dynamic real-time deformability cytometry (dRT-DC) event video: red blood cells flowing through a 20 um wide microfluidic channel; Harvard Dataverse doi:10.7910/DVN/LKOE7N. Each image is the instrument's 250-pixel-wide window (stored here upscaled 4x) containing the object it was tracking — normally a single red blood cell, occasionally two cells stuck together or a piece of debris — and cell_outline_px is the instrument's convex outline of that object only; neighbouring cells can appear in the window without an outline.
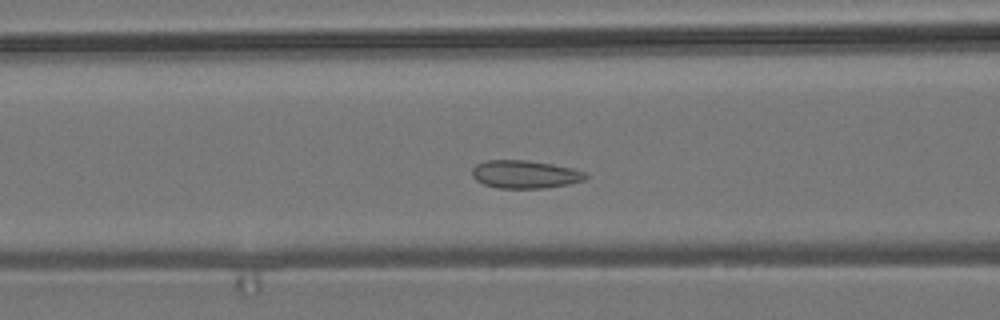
{"species": "common noctule bat (a hibernating species)", "species_latin": "Nyctalus noctula", "temperature_condition": "room temperature", "stored_images_in_passage": 49, "camera_frame_rate_fps": 3000, "um_per_image_px": 0.085, "animal": {"sex": "male", "body_mass_g": 19.2, "forearm_length_mm": 51.8}, "frame": {"image": 1, "passage_image": 16, "time_ms": 5.0, "image_size_px": [1000, 320], "cell_outline_px": [[588, 176], [584, 180], [568, 184], [544, 188], [496, 188], [484, 184], [476, 180], [472, 176], [472, 168], [476, 164], [484, 160], [524, 160], [552, 164], [572, 168], [584, 172]], "centroid_in_image_um": [44.59, 14.81], "position_along_channel_um": 122.0, "area_um2": 18.5}}
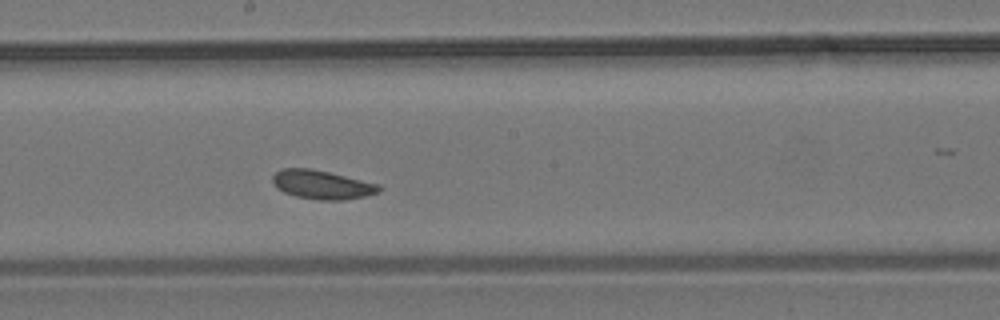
{"frame": {"image": 2, "passage_image": 24, "time_ms": 7.667, "image_size_px": [1000, 320], "cell_outline_px": [[384, 188], [380, 192], [364, 196], [344, 200], [320, 200], [296, 196], [284, 192], [276, 188], [272, 184], [272, 176], [280, 168], [312, 168], [380, 184]], "centroid_in_image_um": [27.37, 15.69], "position_along_channel_um": 220.8, "area_um2": 18.09}}
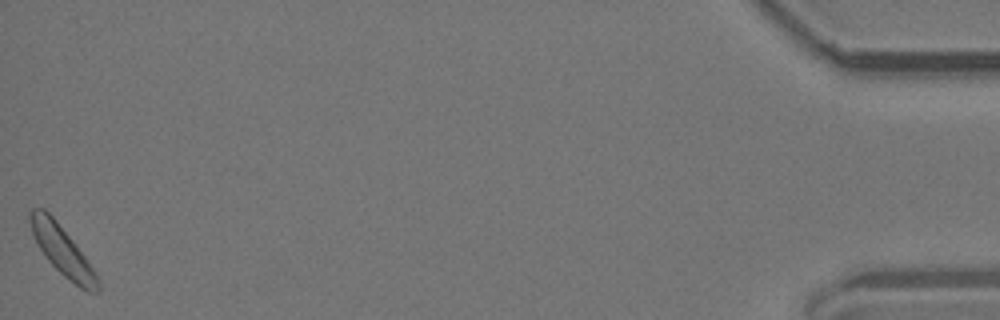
{"frame": {"image": 3, "passage_image": 49, "time_ms": 16.0, "image_size_px": [1000, 320], "cell_outline_px": [[100, 292], [88, 292], [80, 288], [64, 276], [48, 260], [40, 248], [32, 232], [28, 216], [28, 212], [32, 208], [44, 208], [56, 220], [72, 240], [96, 272], [100, 280]], "centroid_in_image_um": [5.31, 21.32], "position_along_channel_um": 429.9, "area_um2": 19.07}}